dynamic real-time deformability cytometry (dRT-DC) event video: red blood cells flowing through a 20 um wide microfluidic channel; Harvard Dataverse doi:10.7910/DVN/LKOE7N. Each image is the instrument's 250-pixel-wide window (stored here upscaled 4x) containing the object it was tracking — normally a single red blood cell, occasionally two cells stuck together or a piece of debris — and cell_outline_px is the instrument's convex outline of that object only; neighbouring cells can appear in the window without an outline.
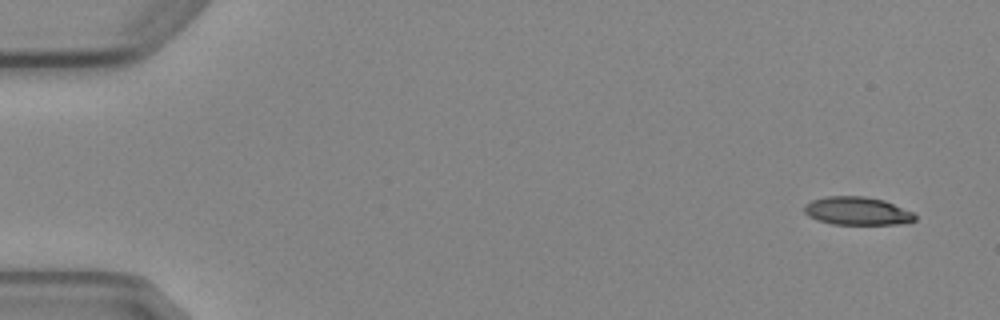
{"species": "Egyptian fruit bat (a non-hibernating species)", "species_latin": "Rousettus aegyptiacus", "temperature_condition": "cold", "stored_images_in_passage": 4, "camera_frame_rate_fps": 3000, "um_per_image_px": 0.085, "animal": {"sex": "female"}, "frame": {"image": 1, "passage_image": 1, "time_ms": 0.0, "image_size_px": [1000, 320], "cell_outline_px": [[916, 220], [904, 224], [832, 224], [808, 216], [804, 212], [804, 204], [812, 200], [824, 196], [864, 196], [884, 200], [912, 212], [916, 216]], "centroid_in_image_um": [72.85, 17.93], "position_along_channel_um": 12.1, "area_um2": 18.15}}
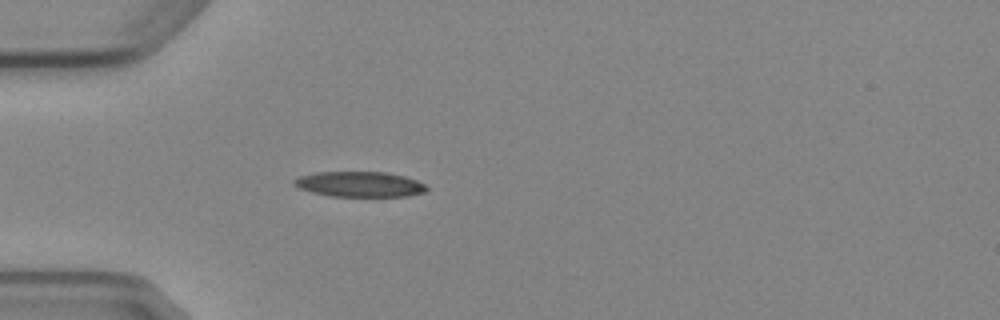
{"frame": {"image": 2, "passage_image": 4, "time_ms": 4.333, "image_size_px": [1000, 320], "cell_outline_px": [[428, 188], [424, 192], [408, 196], [328, 196], [312, 192], [300, 188], [292, 184], [292, 180], [300, 176], [316, 172], [388, 172], [404, 176], [416, 180], [424, 184]], "centroid_in_image_um": [30.55, 15.66], "position_along_channel_um": 54.4, "area_um2": 19.54}}